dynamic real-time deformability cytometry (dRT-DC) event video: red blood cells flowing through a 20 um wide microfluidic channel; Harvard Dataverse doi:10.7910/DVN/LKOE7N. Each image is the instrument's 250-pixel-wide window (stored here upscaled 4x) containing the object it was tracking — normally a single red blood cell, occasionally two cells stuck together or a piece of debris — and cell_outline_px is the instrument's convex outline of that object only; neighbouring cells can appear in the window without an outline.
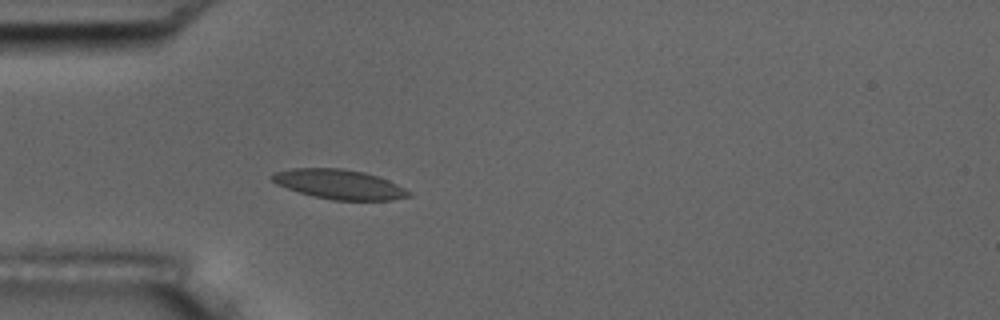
{"species": "common noctule bat (a hibernating species)", "species_latin": "Nyctalus noctula", "temperature_condition": "room temperature", "stored_images_in_passage": 4, "camera_frame_rate_fps": 3000, "um_per_image_px": 0.085, "animal": {"sex": "male", "body_mass_g": 17.5, "forearm_length_mm": 52.3}, "frame": {"image": 1, "passage_image": 4, "time_ms": 3.333, "image_size_px": [1000, 320], "cell_outline_px": [[412, 196], [392, 200], [332, 200], [300, 192], [276, 184], [268, 176], [272, 172], [292, 168], [340, 168], [364, 172], [388, 180], [412, 192]], "centroid_in_image_um": [28.82, 15.66], "position_along_channel_um": 56.2, "area_um2": 23.52}}